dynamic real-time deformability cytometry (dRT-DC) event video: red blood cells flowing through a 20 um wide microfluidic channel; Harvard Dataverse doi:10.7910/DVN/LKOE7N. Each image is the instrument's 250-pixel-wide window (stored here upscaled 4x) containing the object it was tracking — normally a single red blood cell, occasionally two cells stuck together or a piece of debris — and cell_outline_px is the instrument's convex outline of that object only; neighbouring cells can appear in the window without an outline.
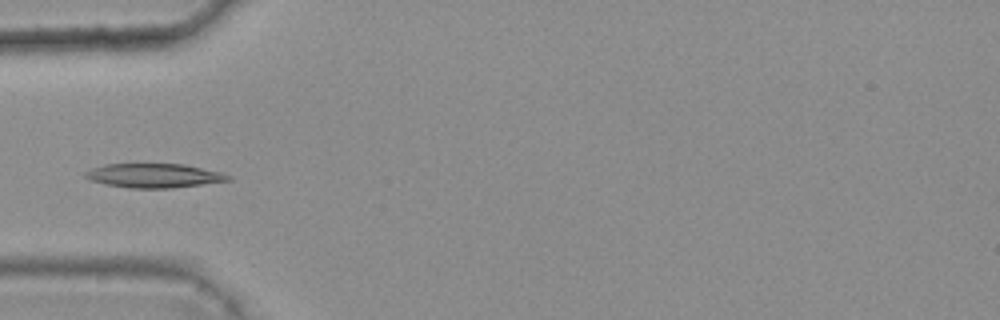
{"species": "common noctule bat (a hibernating species)", "species_latin": "Nyctalus noctula", "temperature_condition": "warm", "stored_images_in_passage": 5, "camera_frame_rate_fps": 3000, "um_per_image_px": 0.085, "animal": {"sex": "female", "body_mass_g": 25.1}, "frame": {"image": 1, "passage_image": 5, "time_ms": 1.333, "image_size_px": [1000, 320], "cell_outline_px": [[232, 180], [168, 188], [128, 188], [108, 184], [92, 180], [84, 176], [84, 172], [92, 168], [104, 164], [184, 164], [220, 172], [232, 176]], "centroid_in_image_um": [13.09, 14.92], "position_along_channel_um": 71.9, "area_um2": 19.83}}